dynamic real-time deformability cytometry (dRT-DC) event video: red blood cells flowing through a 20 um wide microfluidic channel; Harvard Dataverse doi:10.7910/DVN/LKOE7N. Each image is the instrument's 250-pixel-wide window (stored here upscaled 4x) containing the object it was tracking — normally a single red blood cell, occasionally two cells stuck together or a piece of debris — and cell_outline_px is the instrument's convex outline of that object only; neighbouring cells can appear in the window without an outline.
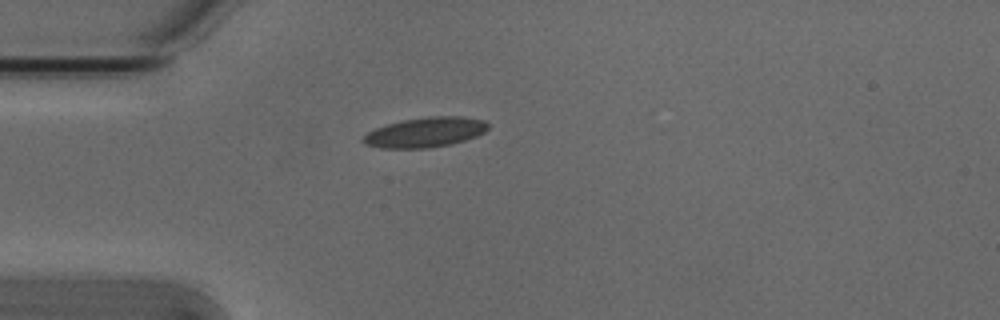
{"species": "Egyptian fruit bat (a non-hibernating species)", "species_latin": "Rousettus aegyptiacus", "temperature_condition": "cold", "stored_images_in_passage": 1, "camera_frame_rate_fps": 3000, "um_per_image_px": 0.085, "animal": {"sex": "male"}, "frame": {"image": 1, "passage_image": 1, "time_ms": 0.0, "image_size_px": [1000, 320], "cell_outline_px": [[488, 128], [484, 132], [476, 136], [452, 144], [428, 148], [380, 148], [364, 144], [360, 140], [368, 132], [376, 128], [388, 124], [404, 120], [428, 116], [460, 116], [484, 120], [488, 124]], "centroid_in_image_um": [36.14, 11.25], "position_along_channel_um": 48.9, "area_um2": 21.73}}